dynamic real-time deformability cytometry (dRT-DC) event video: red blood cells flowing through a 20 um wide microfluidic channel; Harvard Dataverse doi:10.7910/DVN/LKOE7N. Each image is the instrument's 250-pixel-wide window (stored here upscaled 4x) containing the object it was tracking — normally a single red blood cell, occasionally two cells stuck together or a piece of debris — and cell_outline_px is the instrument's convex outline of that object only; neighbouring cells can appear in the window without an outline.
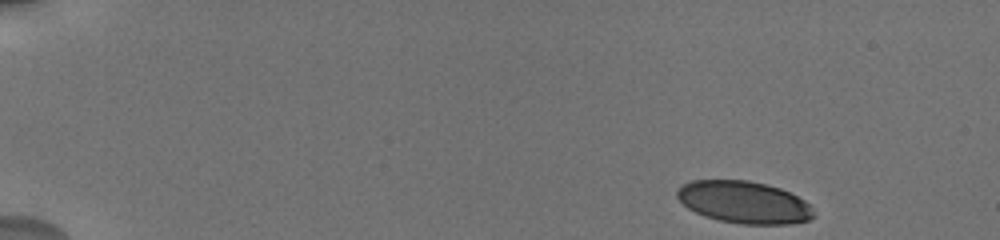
{"species": "human", "species_latin": "Homo sapiens", "temperature_condition": "cold", "stored_images_in_passage": 56, "camera_frame_rate_fps": 3000, "um_per_image_px": 0.085, "donor": {"sex": "male"}, "frame": {"image": 1, "passage_image": 1, "time_ms": 0.0, "image_size_px": [1000, 240], "cell_outline_px": [[816, 216], [808, 220], [788, 224], [744, 224], [720, 220], [704, 216], [688, 208], [676, 196], [676, 192], [684, 184], [692, 180], [748, 180], [780, 188], [804, 200], [812, 208]], "centroid_in_image_um": [63.25, 17.19], "position_along_channel_um": 21.8, "area_um2": 33.29}}
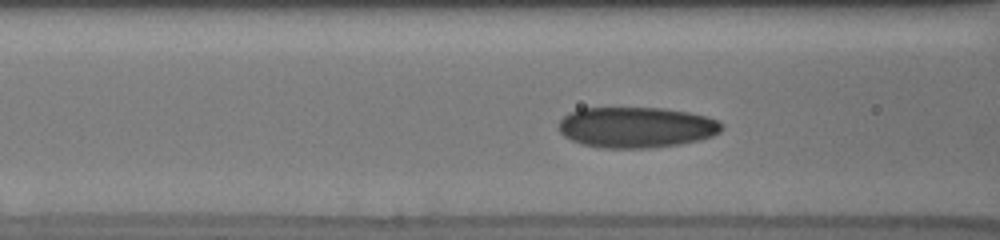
{"frame": {"image": 2, "passage_image": 21, "time_ms": 6.0, "image_size_px": [1000, 240], "cell_outline_px": [[724, 128], [720, 132], [712, 136], [700, 140], [680, 144], [648, 148], [604, 148], [584, 144], [572, 140], [564, 136], [560, 132], [560, 120], [568, 112], [580, 108], [664, 108], [688, 112], [708, 116], [720, 120], [724, 124]], "centroid_in_image_um": [54.14, 10.81], "position_along_channel_um": 112.5, "area_um2": 38.96}}
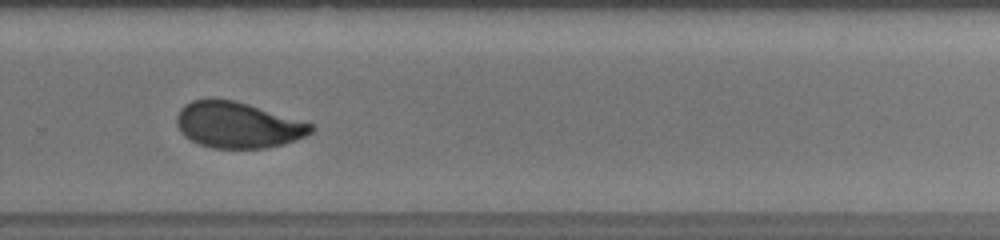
{"frame": {"image": 3, "passage_image": 35, "time_ms": 11.333, "image_size_px": [1000, 240], "cell_outline_px": [[316, 128], [312, 132], [296, 140], [284, 144], [268, 148], [212, 148], [200, 144], [184, 136], [180, 132], [176, 124], [176, 116], [180, 108], [184, 104], [192, 100], [208, 96], [216, 96], [236, 100], [312, 124]], "centroid_in_image_um": [20.15, 10.59], "position_along_channel_um": 309.6, "area_um2": 36.59}, "authors_computed_cell_mechanics": {"area_um2": 36.2117, "velocity_mm_per_s": 3.7055, "shape_relaxation_time_tau1_ms": 9.0408, "shape_relaxation_time_tau2_ms": null, "deformation_change_tau1": 0.2005, "deformation_change_tau2": null}}